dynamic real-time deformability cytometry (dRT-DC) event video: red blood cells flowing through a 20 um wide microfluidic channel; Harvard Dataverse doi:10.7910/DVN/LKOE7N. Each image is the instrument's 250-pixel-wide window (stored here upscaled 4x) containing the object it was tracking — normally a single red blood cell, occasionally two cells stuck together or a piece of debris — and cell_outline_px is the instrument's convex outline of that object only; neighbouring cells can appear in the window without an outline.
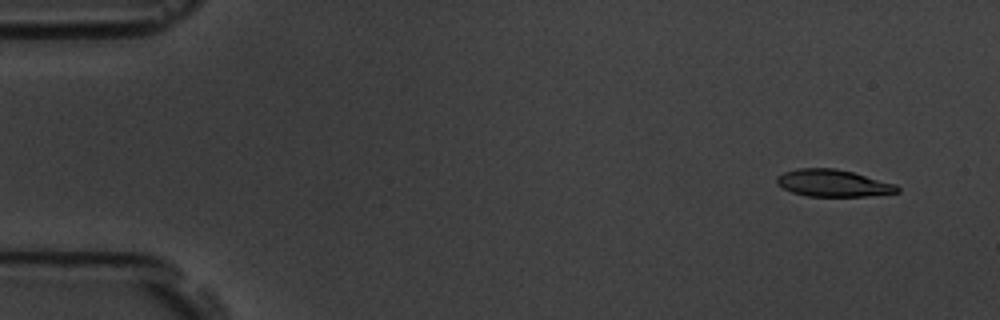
{"species": "common noctule bat (a hibernating species)", "species_latin": "Nyctalus noctula", "temperature_condition": "room temperature", "stored_images_in_passage": 3, "camera_frame_rate_fps": 3000, "um_per_image_px": 0.085, "animal": {"sex": "male", "body_mass_g": 19.5, "forearm_length_mm": 54.6}, "frame": {"image": 1, "passage_image": 1, "time_ms": 0.0, "image_size_px": [1000, 320], "cell_outline_px": [[900, 192], [868, 196], [808, 196], [792, 192], [776, 184], [776, 176], [784, 172], [796, 168], [836, 168], [852, 172], [896, 184], [900, 188]], "centroid_in_image_um": [70.8, 15.56], "position_along_channel_um": 14.2, "area_um2": 19.02}}